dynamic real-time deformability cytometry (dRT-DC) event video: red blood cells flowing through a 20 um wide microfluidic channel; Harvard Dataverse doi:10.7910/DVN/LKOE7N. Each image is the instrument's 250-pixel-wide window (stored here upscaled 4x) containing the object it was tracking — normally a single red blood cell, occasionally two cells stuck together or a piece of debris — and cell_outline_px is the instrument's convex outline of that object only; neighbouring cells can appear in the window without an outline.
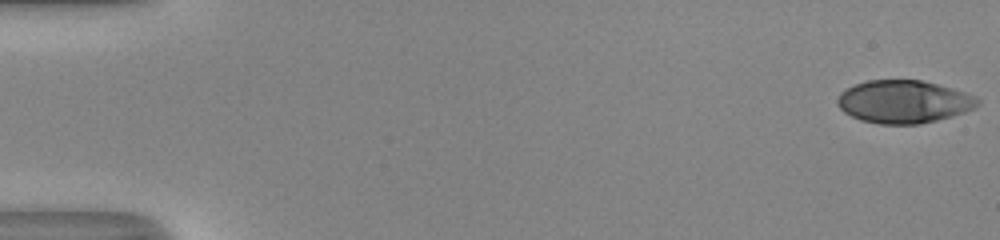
{"species": "human", "species_latin": "Homo sapiens", "temperature_condition": "room temperature", "stored_images_in_passage": 52, "camera_frame_rate_fps": 3000, "um_per_image_px": 0.085, "donor": {"sex": "male"}, "frame": {"image": 1, "passage_image": 1, "time_ms": 0.0, "image_size_px": [1000, 240], "cell_outline_px": [[980, 104], [964, 112], [952, 116], [920, 124], [880, 124], [860, 120], [844, 112], [836, 104], [836, 100], [840, 92], [852, 84], [868, 80], [920, 80], [952, 88], [976, 96], [980, 100]], "centroid_in_image_um": [76.78, 8.64], "position_along_channel_um": 8.2, "area_um2": 35.08}}
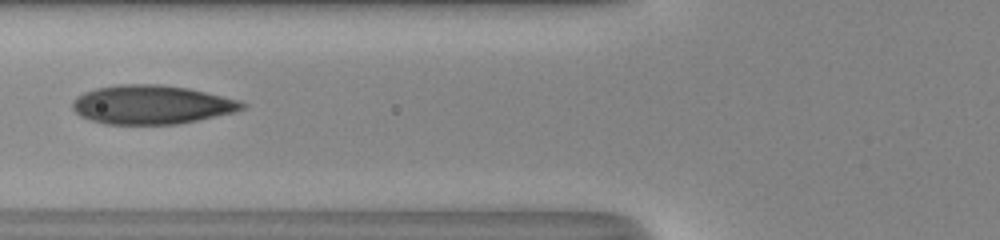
{"frame": {"image": 2, "passage_image": 22, "time_ms": 7.0, "image_size_px": [1000, 240], "cell_outline_px": [[248, 104], [244, 108], [236, 112], [180, 124], [104, 124], [80, 116], [72, 108], [72, 100], [76, 96], [84, 92], [96, 88], [120, 84], [156, 84], [188, 88], [240, 100]], "centroid_in_image_um": [12.89, 8.9], "position_along_channel_um": 112.9, "area_um2": 38.61}}
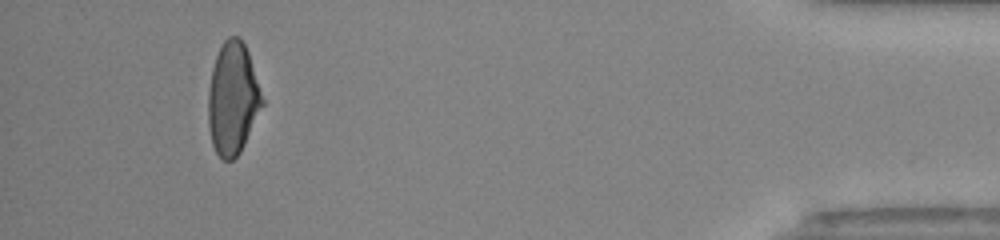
{"frame": {"image": 3, "passage_image": 49, "time_ms": 16.0, "image_size_px": [1000, 240], "cell_outline_px": [[264, 104], [240, 152], [232, 160], [224, 160], [216, 152], [212, 144], [208, 124], [208, 92], [212, 68], [216, 56], [224, 40], [228, 36], [240, 36], [248, 52], [264, 100]], "centroid_in_image_um": [19.78, 8.37], "position_along_channel_um": 415.4, "area_um2": 35.2}, "authors_computed_cell_mechanics": {"area_um2": 36.6163, "velocity_mm_per_s": 4.0895, "shape_relaxation_time_tau1_ms": 7.0938, "shape_relaxation_time_tau2_ms": 1.0581, "deformation_change_tau1": 0.2283, "deformation_change_tau2": 0.0706}}